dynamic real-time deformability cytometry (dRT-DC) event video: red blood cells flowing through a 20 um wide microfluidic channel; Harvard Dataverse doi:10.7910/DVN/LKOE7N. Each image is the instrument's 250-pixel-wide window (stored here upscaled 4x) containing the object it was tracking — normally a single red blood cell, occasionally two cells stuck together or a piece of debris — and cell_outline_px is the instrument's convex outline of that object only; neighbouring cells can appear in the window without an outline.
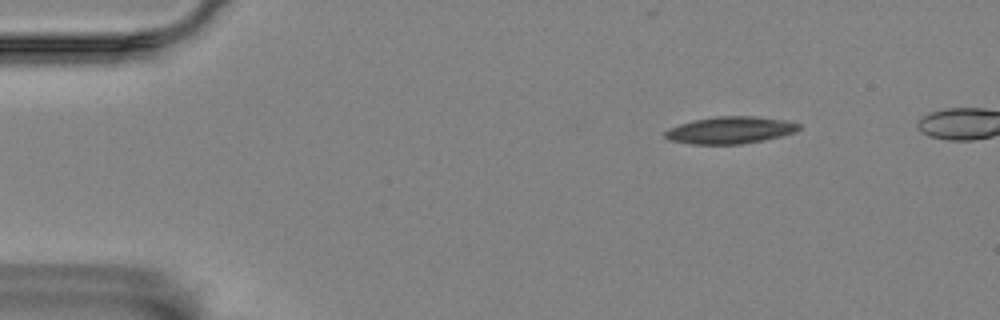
{"species": "Egyptian fruit bat (a non-hibernating species)", "species_latin": "Rousettus aegyptiacus", "temperature_condition": "room temperature", "stored_images_in_passage": 3, "camera_frame_rate_fps": 3000, "um_per_image_px": 0.085, "animal": {"sex": "female"}, "frame": {"image": 1, "passage_image": 1, "time_ms": 0.0, "image_size_px": [1000, 320], "cell_outline_px": [[800, 128], [796, 132], [784, 136], [764, 140], [740, 144], [692, 144], [668, 140], [664, 136], [664, 132], [668, 128], [680, 124], [696, 120], [716, 116], [756, 116], [784, 120], [800, 124]], "centroid_in_image_um": [62.08, 11.07], "position_along_channel_um": 22.9, "area_um2": 21.15}}
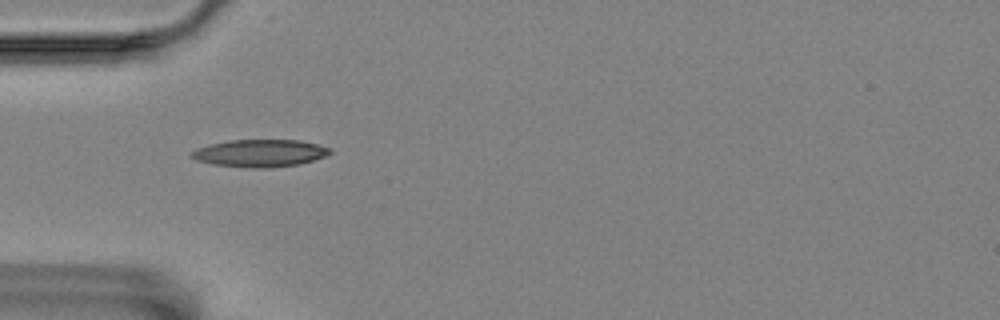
{"frame": {"image": 2, "passage_image": 3, "time_ms": 0.667, "image_size_px": [1000, 320], "cell_outline_px": [[332, 152], [324, 156], [300, 164], [268, 168], [252, 168], [212, 164], [196, 160], [188, 156], [196, 148], [208, 144], [232, 140], [300, 140], [332, 148]], "centroid_in_image_um": [22.07, 13.02], "position_along_channel_um": 62.9, "area_um2": 22.14}}